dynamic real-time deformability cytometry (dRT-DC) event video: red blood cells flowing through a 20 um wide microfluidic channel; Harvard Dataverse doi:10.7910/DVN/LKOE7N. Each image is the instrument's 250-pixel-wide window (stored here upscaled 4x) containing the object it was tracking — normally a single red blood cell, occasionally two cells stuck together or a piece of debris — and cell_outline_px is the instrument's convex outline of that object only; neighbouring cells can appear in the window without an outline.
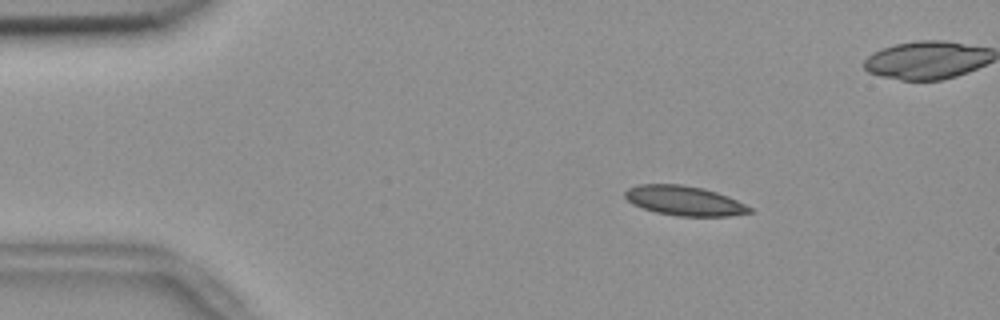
{"species": "common noctule bat (a hibernating species)", "species_latin": "Nyctalus noctula", "temperature_condition": "room temperature", "stored_images_in_passage": 56, "camera_frame_rate_fps": 3000, "um_per_image_px": 0.085, "animal": {"sex": "female", "body_mass_g": 18.4}, "frame": {"image": 1, "passage_image": 9, "time_ms": 2.667, "image_size_px": [1000, 320], "cell_outline_px": [[752, 212], [728, 216], [680, 216], [656, 212], [632, 204], [624, 196], [624, 192], [628, 188], [636, 184], [680, 184], [704, 188], [728, 196], [752, 208]], "centroid_in_image_um": [58.14, 17.05], "position_along_channel_um": 26.9, "area_um2": 21.44}}
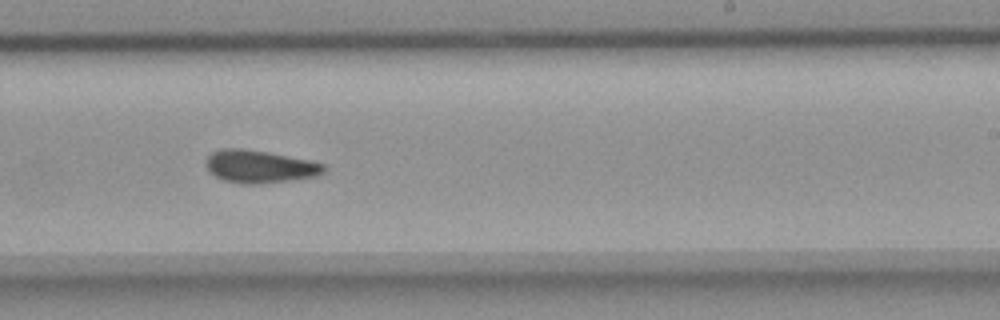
{"frame": {"image": 2, "passage_image": 34, "time_ms": 11.0, "image_size_px": [1000, 320], "cell_outline_px": [[324, 172], [316, 176], [292, 180], [256, 184], [244, 184], [224, 180], [208, 172], [204, 164], [208, 156], [212, 152], [220, 148], [240, 148], [268, 152], [312, 160], [324, 164]], "centroid_in_image_um": [22.04, 14.15], "position_along_channel_um": 267.0, "area_um2": 22.6}}
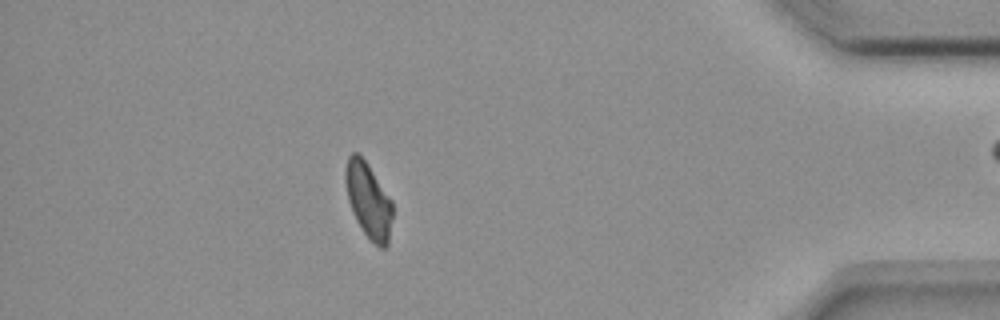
{"frame": {"image": 3, "passage_image": 49, "time_ms": 16.0, "image_size_px": [1000, 320], "cell_outline_px": [[392, 216], [388, 244], [384, 248], [380, 248], [364, 232], [356, 220], [352, 212], [348, 200], [344, 180], [344, 172], [348, 156], [352, 152], [356, 152], [368, 164], [392, 200]], "centroid_in_image_um": [31.3, 17.0], "position_along_channel_um": 403.9, "area_um2": 20.58}, "authors_computed_cell_mechanics": {"area_um2": 21.6172, "velocity_mm_per_s": 3.6369, "shape_relaxation_time_tau1_ms": null, "shape_relaxation_time_tau2_ms": 8.5489, "deformation_change_tau1": null, "deformation_change_tau2": 0.1419}}